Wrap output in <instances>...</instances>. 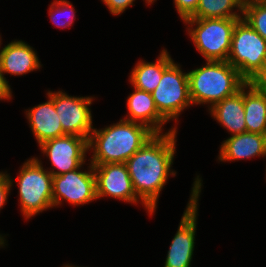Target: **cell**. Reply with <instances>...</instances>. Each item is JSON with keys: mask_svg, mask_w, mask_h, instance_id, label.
Masks as SVG:
<instances>
[{"mask_svg": "<svg viewBox=\"0 0 266 267\" xmlns=\"http://www.w3.org/2000/svg\"><path fill=\"white\" fill-rule=\"evenodd\" d=\"M177 128L173 127L165 134L156 133L126 162L133 189L141 204L150 215L155 213L157 202L171 170L176 151Z\"/></svg>", "mask_w": 266, "mask_h": 267, "instance_id": "obj_1", "label": "cell"}, {"mask_svg": "<svg viewBox=\"0 0 266 267\" xmlns=\"http://www.w3.org/2000/svg\"><path fill=\"white\" fill-rule=\"evenodd\" d=\"M156 133L148 126L120 119L102 129H93L88 139V151L92 149V165L125 163Z\"/></svg>", "mask_w": 266, "mask_h": 267, "instance_id": "obj_2", "label": "cell"}, {"mask_svg": "<svg viewBox=\"0 0 266 267\" xmlns=\"http://www.w3.org/2000/svg\"><path fill=\"white\" fill-rule=\"evenodd\" d=\"M192 104H210L236 94L247 83L228 61H206L205 66L188 72Z\"/></svg>", "mask_w": 266, "mask_h": 267, "instance_id": "obj_3", "label": "cell"}, {"mask_svg": "<svg viewBox=\"0 0 266 267\" xmlns=\"http://www.w3.org/2000/svg\"><path fill=\"white\" fill-rule=\"evenodd\" d=\"M16 181L19 186L20 210L24 218L30 219L53 208V176L43 168L37 157L23 163Z\"/></svg>", "mask_w": 266, "mask_h": 267, "instance_id": "obj_4", "label": "cell"}, {"mask_svg": "<svg viewBox=\"0 0 266 267\" xmlns=\"http://www.w3.org/2000/svg\"><path fill=\"white\" fill-rule=\"evenodd\" d=\"M240 19L188 18L184 23L190 25L187 29L189 36L206 61H227L233 30Z\"/></svg>", "mask_w": 266, "mask_h": 267, "instance_id": "obj_5", "label": "cell"}, {"mask_svg": "<svg viewBox=\"0 0 266 267\" xmlns=\"http://www.w3.org/2000/svg\"><path fill=\"white\" fill-rule=\"evenodd\" d=\"M227 61L247 82H253L266 65V40L243 18L234 27Z\"/></svg>", "mask_w": 266, "mask_h": 267, "instance_id": "obj_6", "label": "cell"}, {"mask_svg": "<svg viewBox=\"0 0 266 267\" xmlns=\"http://www.w3.org/2000/svg\"><path fill=\"white\" fill-rule=\"evenodd\" d=\"M158 112L167 120L179 118L192 104L189 95L188 73H183L174 61L163 71L159 85L151 93Z\"/></svg>", "mask_w": 266, "mask_h": 267, "instance_id": "obj_7", "label": "cell"}, {"mask_svg": "<svg viewBox=\"0 0 266 267\" xmlns=\"http://www.w3.org/2000/svg\"><path fill=\"white\" fill-rule=\"evenodd\" d=\"M191 197L171 242L164 267H191L198 214V199L202 181L199 175L193 182Z\"/></svg>", "mask_w": 266, "mask_h": 267, "instance_id": "obj_8", "label": "cell"}, {"mask_svg": "<svg viewBox=\"0 0 266 267\" xmlns=\"http://www.w3.org/2000/svg\"><path fill=\"white\" fill-rule=\"evenodd\" d=\"M82 166L73 171L53 176V207L60 205L63 199L75 206L97 200L93 166L90 163L87 172L80 170Z\"/></svg>", "mask_w": 266, "mask_h": 267, "instance_id": "obj_9", "label": "cell"}, {"mask_svg": "<svg viewBox=\"0 0 266 267\" xmlns=\"http://www.w3.org/2000/svg\"><path fill=\"white\" fill-rule=\"evenodd\" d=\"M43 155L51 161L52 176L78 169L85 164L88 140L75 135H63L44 141L40 145ZM57 171H55L56 169Z\"/></svg>", "mask_w": 266, "mask_h": 267, "instance_id": "obj_10", "label": "cell"}, {"mask_svg": "<svg viewBox=\"0 0 266 267\" xmlns=\"http://www.w3.org/2000/svg\"><path fill=\"white\" fill-rule=\"evenodd\" d=\"M92 101L93 97H75L62 91H54L55 111L66 135L89 139L94 129L90 109Z\"/></svg>", "mask_w": 266, "mask_h": 267, "instance_id": "obj_11", "label": "cell"}, {"mask_svg": "<svg viewBox=\"0 0 266 267\" xmlns=\"http://www.w3.org/2000/svg\"><path fill=\"white\" fill-rule=\"evenodd\" d=\"M95 174L96 198L113 197L128 203H138L125 163L92 165Z\"/></svg>", "mask_w": 266, "mask_h": 267, "instance_id": "obj_12", "label": "cell"}, {"mask_svg": "<svg viewBox=\"0 0 266 267\" xmlns=\"http://www.w3.org/2000/svg\"><path fill=\"white\" fill-rule=\"evenodd\" d=\"M48 101L26 110L31 131L38 145L46 140L66 135L54 106V92L48 91Z\"/></svg>", "mask_w": 266, "mask_h": 267, "instance_id": "obj_13", "label": "cell"}, {"mask_svg": "<svg viewBox=\"0 0 266 267\" xmlns=\"http://www.w3.org/2000/svg\"><path fill=\"white\" fill-rule=\"evenodd\" d=\"M41 67L36 51L22 40H15L0 50L2 74L21 76Z\"/></svg>", "mask_w": 266, "mask_h": 267, "instance_id": "obj_14", "label": "cell"}, {"mask_svg": "<svg viewBox=\"0 0 266 267\" xmlns=\"http://www.w3.org/2000/svg\"><path fill=\"white\" fill-rule=\"evenodd\" d=\"M218 160L235 161L266 156V135L244 132L223 141Z\"/></svg>", "mask_w": 266, "mask_h": 267, "instance_id": "obj_15", "label": "cell"}, {"mask_svg": "<svg viewBox=\"0 0 266 267\" xmlns=\"http://www.w3.org/2000/svg\"><path fill=\"white\" fill-rule=\"evenodd\" d=\"M133 88L134 92L127 99L129 114L124 120L144 124L155 133H162L167 120L158 112L151 93Z\"/></svg>", "mask_w": 266, "mask_h": 267, "instance_id": "obj_16", "label": "cell"}, {"mask_svg": "<svg viewBox=\"0 0 266 267\" xmlns=\"http://www.w3.org/2000/svg\"><path fill=\"white\" fill-rule=\"evenodd\" d=\"M209 111L231 136L246 132L243 87L236 94L213 105Z\"/></svg>", "mask_w": 266, "mask_h": 267, "instance_id": "obj_17", "label": "cell"}, {"mask_svg": "<svg viewBox=\"0 0 266 267\" xmlns=\"http://www.w3.org/2000/svg\"><path fill=\"white\" fill-rule=\"evenodd\" d=\"M243 104L246 132L266 135V92L247 82L243 86Z\"/></svg>", "mask_w": 266, "mask_h": 267, "instance_id": "obj_18", "label": "cell"}, {"mask_svg": "<svg viewBox=\"0 0 266 267\" xmlns=\"http://www.w3.org/2000/svg\"><path fill=\"white\" fill-rule=\"evenodd\" d=\"M173 62L167 50L163 49L156 62L139 61L129 76L133 87L152 93L159 85L163 71Z\"/></svg>", "mask_w": 266, "mask_h": 267, "instance_id": "obj_19", "label": "cell"}, {"mask_svg": "<svg viewBox=\"0 0 266 267\" xmlns=\"http://www.w3.org/2000/svg\"><path fill=\"white\" fill-rule=\"evenodd\" d=\"M241 14L243 9L239 0H200L191 18H243Z\"/></svg>", "mask_w": 266, "mask_h": 267, "instance_id": "obj_20", "label": "cell"}, {"mask_svg": "<svg viewBox=\"0 0 266 267\" xmlns=\"http://www.w3.org/2000/svg\"><path fill=\"white\" fill-rule=\"evenodd\" d=\"M243 19L266 40V3L243 9Z\"/></svg>", "mask_w": 266, "mask_h": 267, "instance_id": "obj_21", "label": "cell"}, {"mask_svg": "<svg viewBox=\"0 0 266 267\" xmlns=\"http://www.w3.org/2000/svg\"><path fill=\"white\" fill-rule=\"evenodd\" d=\"M69 14V15H67ZM49 15L51 21L55 24V26L60 28H67L73 24L75 19V9L73 5L67 0H54L49 8ZM68 16L67 20H63L62 22H58V17Z\"/></svg>", "mask_w": 266, "mask_h": 267, "instance_id": "obj_22", "label": "cell"}, {"mask_svg": "<svg viewBox=\"0 0 266 267\" xmlns=\"http://www.w3.org/2000/svg\"><path fill=\"white\" fill-rule=\"evenodd\" d=\"M199 1L200 0H174L175 8L182 21H185L194 15Z\"/></svg>", "mask_w": 266, "mask_h": 267, "instance_id": "obj_23", "label": "cell"}, {"mask_svg": "<svg viewBox=\"0 0 266 267\" xmlns=\"http://www.w3.org/2000/svg\"><path fill=\"white\" fill-rule=\"evenodd\" d=\"M113 15H121L129 6H133L135 0H101ZM146 3L152 4L149 0Z\"/></svg>", "mask_w": 266, "mask_h": 267, "instance_id": "obj_24", "label": "cell"}, {"mask_svg": "<svg viewBox=\"0 0 266 267\" xmlns=\"http://www.w3.org/2000/svg\"><path fill=\"white\" fill-rule=\"evenodd\" d=\"M13 179L6 172H0V209L5 205L13 185Z\"/></svg>", "mask_w": 266, "mask_h": 267, "instance_id": "obj_25", "label": "cell"}, {"mask_svg": "<svg viewBox=\"0 0 266 267\" xmlns=\"http://www.w3.org/2000/svg\"><path fill=\"white\" fill-rule=\"evenodd\" d=\"M12 97V91L11 87L8 84V81L2 74L1 68H0V100H9Z\"/></svg>", "mask_w": 266, "mask_h": 267, "instance_id": "obj_26", "label": "cell"}, {"mask_svg": "<svg viewBox=\"0 0 266 267\" xmlns=\"http://www.w3.org/2000/svg\"><path fill=\"white\" fill-rule=\"evenodd\" d=\"M253 83L262 91L266 92V65L263 71L256 77Z\"/></svg>", "mask_w": 266, "mask_h": 267, "instance_id": "obj_27", "label": "cell"}, {"mask_svg": "<svg viewBox=\"0 0 266 267\" xmlns=\"http://www.w3.org/2000/svg\"><path fill=\"white\" fill-rule=\"evenodd\" d=\"M242 9L254 5L266 3V0H239Z\"/></svg>", "mask_w": 266, "mask_h": 267, "instance_id": "obj_28", "label": "cell"}, {"mask_svg": "<svg viewBox=\"0 0 266 267\" xmlns=\"http://www.w3.org/2000/svg\"><path fill=\"white\" fill-rule=\"evenodd\" d=\"M5 241H6L5 238L2 235H0V248L5 246L4 245Z\"/></svg>", "mask_w": 266, "mask_h": 267, "instance_id": "obj_29", "label": "cell"}, {"mask_svg": "<svg viewBox=\"0 0 266 267\" xmlns=\"http://www.w3.org/2000/svg\"><path fill=\"white\" fill-rule=\"evenodd\" d=\"M63 267H76V266H72L70 264H65ZM77 267H79V266H77Z\"/></svg>", "mask_w": 266, "mask_h": 267, "instance_id": "obj_30", "label": "cell"}]
</instances>
